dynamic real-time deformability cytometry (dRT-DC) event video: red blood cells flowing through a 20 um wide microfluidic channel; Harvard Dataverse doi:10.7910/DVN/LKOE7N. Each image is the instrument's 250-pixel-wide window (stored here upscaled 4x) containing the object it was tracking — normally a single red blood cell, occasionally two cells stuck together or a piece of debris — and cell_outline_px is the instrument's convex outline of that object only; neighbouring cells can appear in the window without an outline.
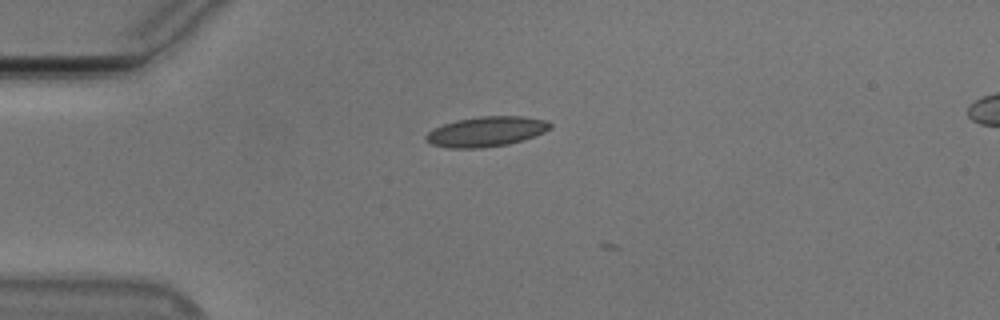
{"species": "Egyptian fruit bat (a non-hibernating species)", "species_latin": "Rousettus aegyptiacus", "temperature_condition": "cold", "stored_images_in_passage": 3, "camera_frame_rate_fps": 3000, "um_per_image_px": 0.085, "animal": {"sex": "male"}, "frame": {"image": 1, "passage_image": 2, "time_ms": 0.333, "image_size_px": [1000, 320], "cell_outline_px": [[552, 128], [544, 132], [524, 140], [508, 144], [480, 148], [448, 148], [432, 144], [424, 140], [424, 136], [428, 132], [444, 124], [456, 120], [480, 116], [524, 116], [548, 120], [552, 124]], "centroid_in_image_um": [41.36, 11.18], "position_along_channel_um": 43.6, "area_um2": 21.85}}